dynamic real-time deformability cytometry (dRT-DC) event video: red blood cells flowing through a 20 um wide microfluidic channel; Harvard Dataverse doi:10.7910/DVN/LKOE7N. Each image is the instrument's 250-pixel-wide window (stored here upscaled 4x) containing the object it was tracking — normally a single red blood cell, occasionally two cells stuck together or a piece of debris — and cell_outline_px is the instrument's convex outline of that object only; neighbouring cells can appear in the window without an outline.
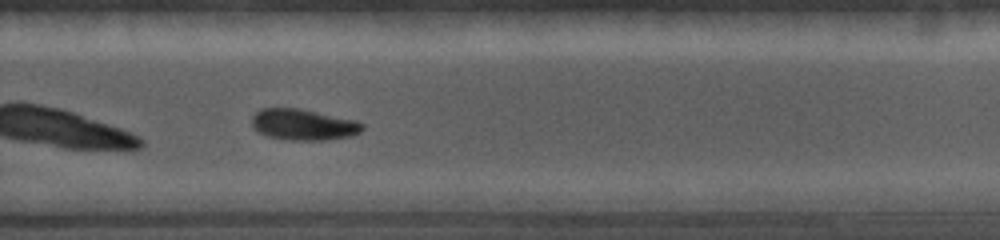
{"species": "common noctule bat (a hibernating species)", "species_latin": "Nyctalus noctula", "temperature_condition": "cold", "stored_images_in_passage": 19, "camera_frame_rate_fps": 5000, "um_per_image_px": 0.085, "animal": {"sex": "female", "body_mass_g": 19.0, "forearm_length_mm": 56.7}, "frame": {"image": 1, "passage_image": 14, "time_ms": 5.6, "image_size_px": [1000, 240], "cell_outline_px": [[364, 128], [360, 132], [352, 136], [324, 140], [288, 140], [268, 136], [252, 128], [252, 116], [260, 108], [300, 108], [356, 120], [364, 124]], "centroid_in_image_um": [25.79, 10.59], "position_along_channel_um": 304.0, "area_um2": 20.17}}